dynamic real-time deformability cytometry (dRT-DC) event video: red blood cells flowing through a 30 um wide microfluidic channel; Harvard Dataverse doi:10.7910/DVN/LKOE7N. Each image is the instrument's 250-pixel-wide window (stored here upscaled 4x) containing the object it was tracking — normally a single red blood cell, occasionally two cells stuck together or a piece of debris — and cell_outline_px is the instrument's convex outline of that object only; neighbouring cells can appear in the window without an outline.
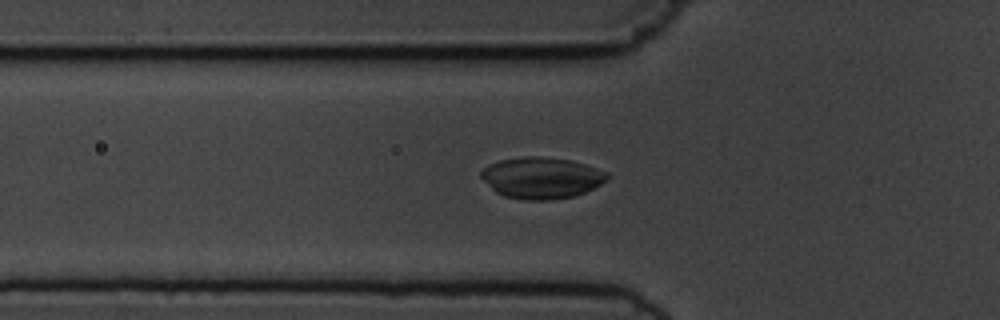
{"species": "common noctule bat (a hibernating species)", "species_latin": "Nyctalus noctula", "temperature_condition": "cold", "stored_images_in_passage": 42, "camera_frame_rate_fps": 3000, "um_per_image_px": 0.085, "animal": {"sex": "male", "body_mass_g": 19.5, "forearm_length_mm": 54.6}, "frame": {"image": 1, "passage_image": 13, "time_ms": 4.0, "image_size_px": [1000, 320], "cell_outline_px": [[612, 176], [600, 184], [576, 196], [552, 200], [520, 200], [504, 196], [496, 192], [480, 176], [480, 172], [488, 164], [500, 160], [520, 156], [540, 156], [568, 160], [584, 164], [608, 172]], "centroid_in_image_um": [46.02, 15.12], "position_along_channel_um": 79.8, "area_um2": 30.52}}
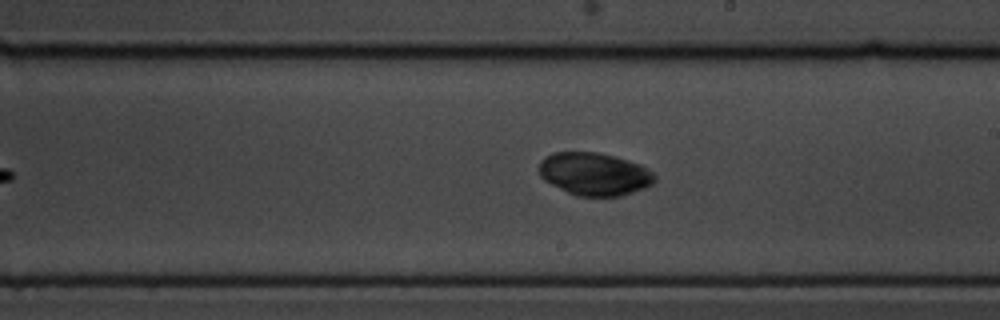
{"frame": {"image": 2, "passage_image": 26, "time_ms": 8.333, "image_size_px": [1000, 320], "cell_outline_px": [[656, 180], [652, 184], [644, 188], [620, 196], [576, 196], [544, 180], [540, 176], [536, 168], [540, 160], [544, 156], [552, 152], [596, 152], [616, 156], [640, 164], [648, 168], [656, 176]], "centroid_in_image_um": [50.5, 14.77], "position_along_channel_um": 238.5, "area_um2": 29.13}}
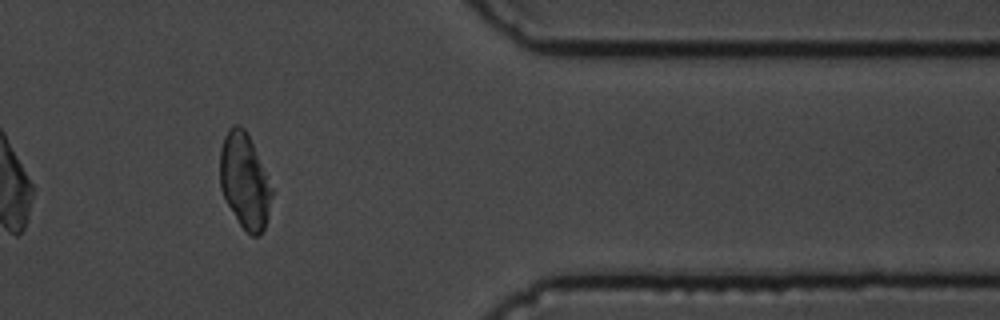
{"frame": {"image": 3, "passage_image": 40, "time_ms": 13.0, "image_size_px": [1000, 320], "cell_outline_px": [[272, 196], [268, 216], [264, 228], [260, 236], [252, 236], [240, 224], [224, 200], [220, 188], [220, 148], [224, 136], [228, 128], [232, 124], [240, 124], [244, 128], [252, 144], [272, 188]], "centroid_in_image_um": [20.76, 15.38], "position_along_channel_um": 390.6, "area_um2": 28.55}}